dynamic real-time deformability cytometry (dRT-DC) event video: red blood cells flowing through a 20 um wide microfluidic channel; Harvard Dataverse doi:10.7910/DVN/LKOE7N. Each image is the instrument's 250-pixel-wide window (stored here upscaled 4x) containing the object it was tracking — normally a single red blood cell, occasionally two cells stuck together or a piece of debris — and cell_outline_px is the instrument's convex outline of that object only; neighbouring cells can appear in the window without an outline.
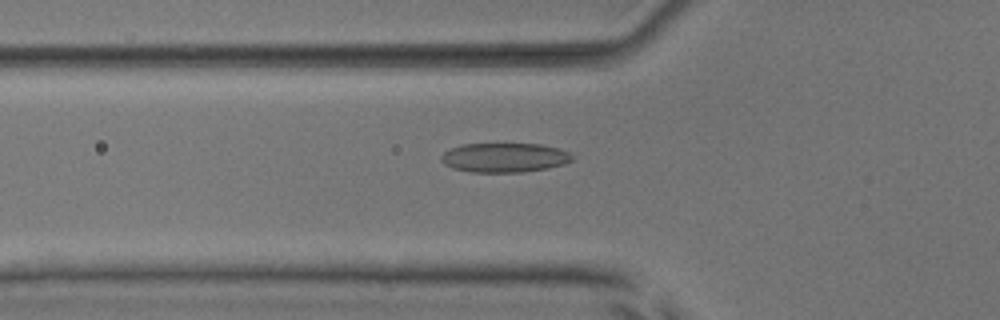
{"species": "common noctule bat (a hibernating species)", "species_latin": "Nyctalus noctula", "temperature_condition": "room temperature", "stored_images_in_passage": 39, "segment_of_instrument_passage": [1, 2], "camera_frame_rate_fps": 3000, "um_per_image_px": 0.085, "animal": {"sex": "male", "body_mass_g": 17.9, "forearm_length_mm": 54.2}, "frame": {"image": 1, "passage_image": 5, "time_ms": 1.333, "image_size_px": [1000, 320], "cell_outline_px": [[572, 160], [564, 164], [548, 168], [520, 172], [472, 172], [452, 168], [444, 164], [440, 160], [440, 156], [444, 152], [460, 144], [540, 144], [560, 148], [568, 152], [572, 156]], "centroid_in_image_um": [42.86, 13.39], "position_along_channel_um": 82.9, "area_um2": 22.43}}
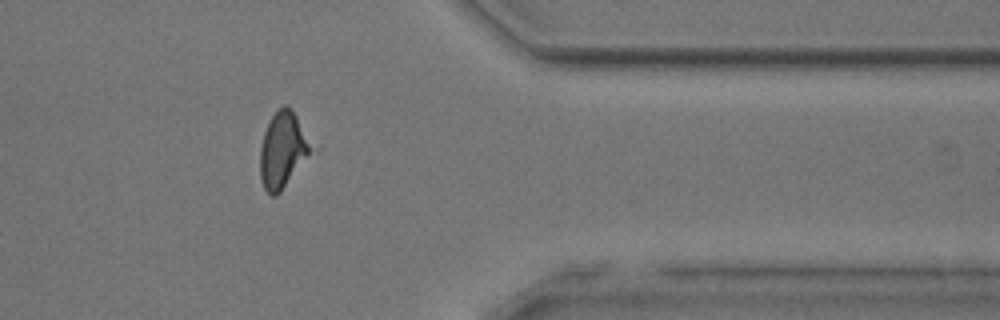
{"frame": {"image": 2, "passage_image": 29, "time_ms": 9.333, "image_size_px": [1000, 320], "cell_outline_px": [[320, 148], [280, 192], [276, 196], [272, 196], [264, 188], [260, 180], [260, 148], [264, 132], [272, 116], [284, 104], [288, 104], [292, 108]], "centroid_in_image_um": [24.17, 12.73], "position_along_channel_um": 387.2, "area_um2": 24.1}}
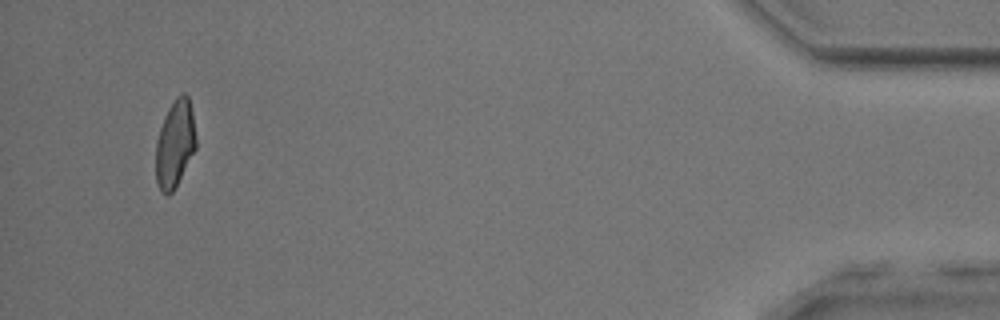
{"frame": {"image": 3, "passage_image": 36, "time_ms": 11.667, "image_size_px": [1000, 320], "cell_outline_px": [[196, 148], [172, 192], [168, 196], [160, 192], [156, 184], [156, 140], [164, 116], [168, 108], [176, 96], [184, 92], [188, 96], [192, 112], [196, 140]], "centroid_in_image_um": [14.85, 12.23], "position_along_channel_um": 420.3, "area_um2": 20.4}}